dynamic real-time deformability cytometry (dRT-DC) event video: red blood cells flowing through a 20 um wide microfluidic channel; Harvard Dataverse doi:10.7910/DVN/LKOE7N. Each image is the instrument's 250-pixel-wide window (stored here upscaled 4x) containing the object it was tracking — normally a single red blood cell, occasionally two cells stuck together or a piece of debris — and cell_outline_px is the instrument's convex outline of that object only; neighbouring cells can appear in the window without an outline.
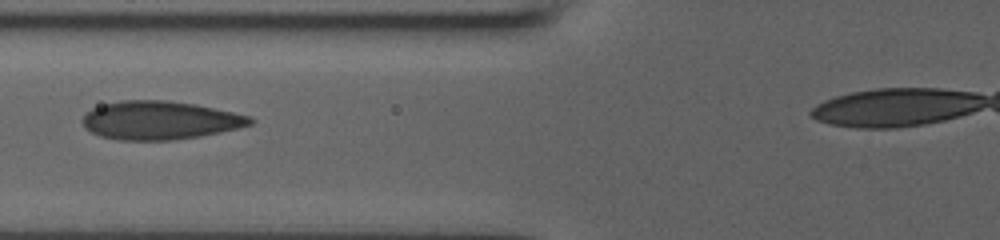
{"species": "human", "species_latin": "Homo sapiens", "temperature_condition": "room temperature", "stored_images_in_passage": 40, "camera_frame_rate_fps": 3000, "um_per_image_px": 0.085, "donor": {"sex": "male"}, "frame": {"image": 1, "passage_image": 15, "time_ms": 4.667, "image_size_px": [1000, 240], "cell_outline_px": [[256, 120], [252, 124], [220, 132], [200, 136], [172, 140], [120, 140], [100, 136], [84, 128], [80, 120], [92, 108], [104, 104], [120, 100], [164, 100], [196, 104], [252, 116]], "centroid_in_image_um": [13.59, 10.22], "position_along_channel_um": 112.2, "area_um2": 37.63}}
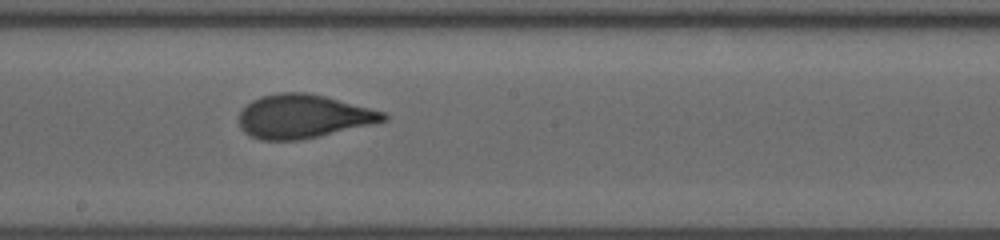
{"frame": {"image": 2, "passage_image": 23, "time_ms": 7.333, "image_size_px": [1000, 240], "cell_outline_px": [[388, 120], [372, 124], [300, 140], [260, 140], [244, 132], [240, 128], [240, 112], [252, 100], [260, 96], [280, 92], [308, 92], [388, 112]], "centroid_in_image_um": [25.8, 9.88], "position_along_channel_um": 222.4, "area_um2": 36.7}}
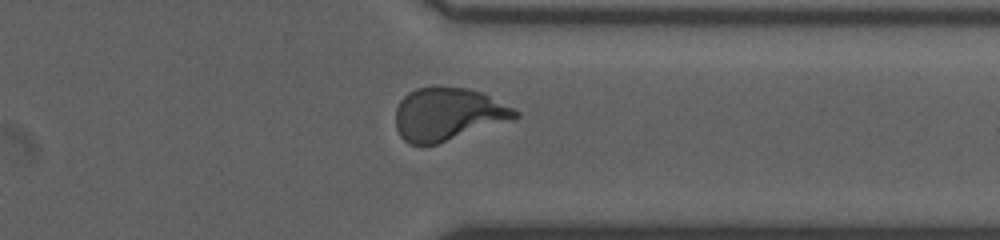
{"frame": {"image": 3, "passage_image": 34, "time_ms": 11.0, "image_size_px": [1000, 240], "cell_outline_px": [[520, 116], [436, 144], [408, 144], [400, 136], [396, 128], [396, 108], [400, 100], [408, 92], [416, 88], [468, 88], [484, 92], [520, 112]], "centroid_in_image_um": [38.04, 9.69], "position_along_channel_um": 373.4, "area_um2": 36.18}}